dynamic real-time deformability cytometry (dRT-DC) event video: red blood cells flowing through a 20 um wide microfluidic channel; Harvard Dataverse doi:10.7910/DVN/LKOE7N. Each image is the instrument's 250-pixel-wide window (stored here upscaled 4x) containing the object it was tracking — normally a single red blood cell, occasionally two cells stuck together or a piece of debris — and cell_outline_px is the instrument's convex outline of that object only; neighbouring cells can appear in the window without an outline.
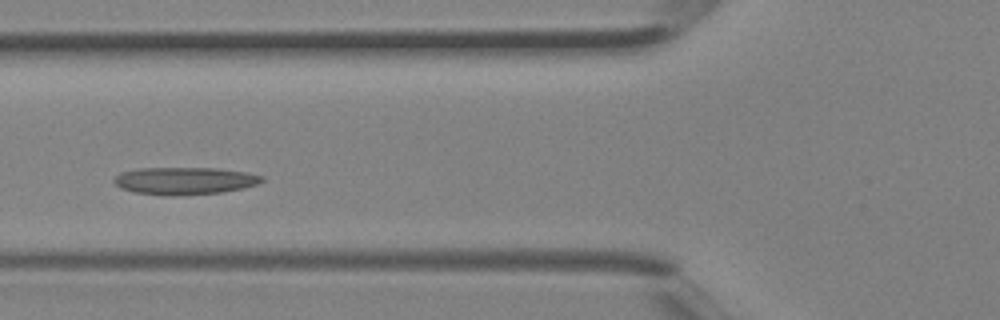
{"species": "Egyptian fruit bat (a non-hibernating species)", "species_latin": "Rousettus aegyptiacus", "temperature_condition": "room temperature", "stored_images_in_passage": 4, "camera_frame_rate_fps": 3000, "um_per_image_px": 0.085, "animal": {"sex": "female"}, "frame": {"image": 1, "passage_image": 4, "time_ms": 1.0, "image_size_px": [1000, 320], "cell_outline_px": [[264, 180], [256, 184], [244, 188], [224, 192], [172, 196], [168, 196], [136, 192], [120, 188], [112, 180], [120, 172], [140, 168], [216, 168], [248, 172], [264, 176]], "centroid_in_image_um": [15.71, 15.36], "position_along_channel_um": 110.1, "area_um2": 23.7}}